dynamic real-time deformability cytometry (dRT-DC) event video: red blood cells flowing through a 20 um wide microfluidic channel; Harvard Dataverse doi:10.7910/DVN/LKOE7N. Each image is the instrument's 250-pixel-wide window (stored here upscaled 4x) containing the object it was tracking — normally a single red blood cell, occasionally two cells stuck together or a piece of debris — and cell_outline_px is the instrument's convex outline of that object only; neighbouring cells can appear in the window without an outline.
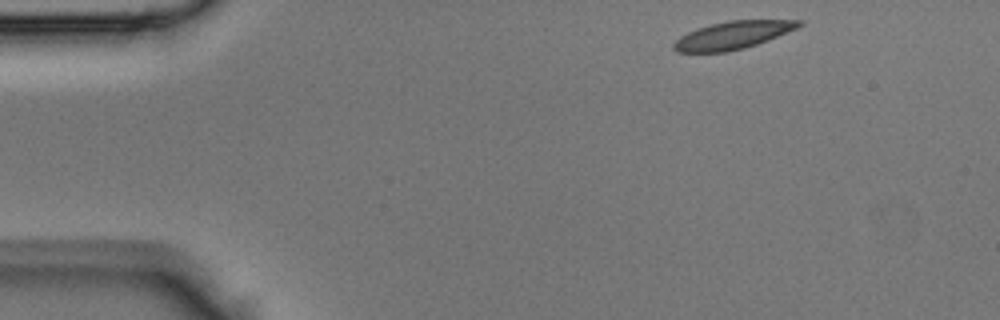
{"species": "Egyptian fruit bat (a non-hibernating species)", "species_latin": "Rousettus aegyptiacus", "temperature_condition": "room temperature", "stored_images_in_passage": 38, "camera_frame_rate_fps": 3000, "um_per_image_px": 0.085, "animal": {"sex": "male"}, "frame": {"image": 1, "passage_image": 1, "time_ms": 0.0, "image_size_px": [1000, 320], "cell_outline_px": [[804, 24], [796, 28], [768, 40], [744, 48], [724, 52], [676, 52], [672, 48], [672, 44], [680, 36], [696, 28], [728, 20], [804, 20]], "centroid_in_image_um": [62.26, 2.99], "position_along_channel_um": 22.7, "area_um2": 20.17}}
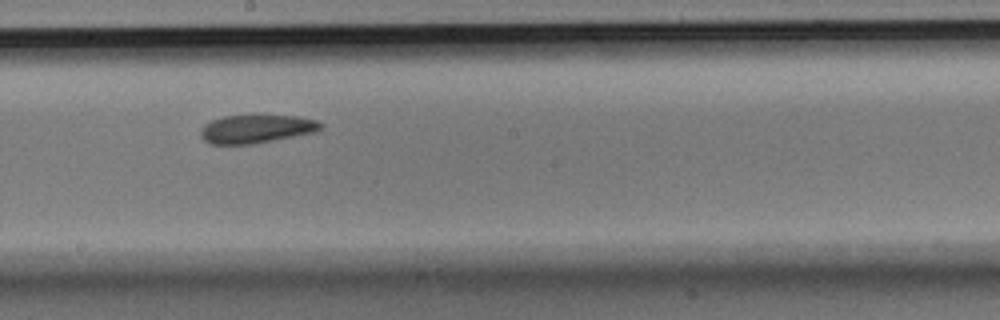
{"frame": {"image": 2, "passage_image": 19, "time_ms": 6.0, "image_size_px": [1000, 320], "cell_outline_px": [[324, 124], [316, 132], [252, 144], [208, 144], [200, 136], [200, 132], [204, 124], [212, 120], [224, 116], [252, 112], [300, 116], [316, 120]], "centroid_in_image_um": [21.79, 10.9], "position_along_channel_um": 226.4, "area_um2": 20.81}}
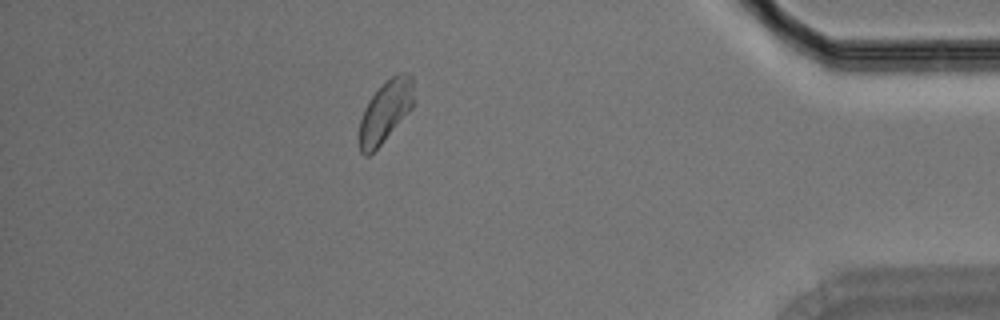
{"frame": {"image": 3, "passage_image": 33, "time_ms": 10.667, "image_size_px": [1000, 320], "cell_outline_px": [[416, 100], [412, 108], [380, 144], [368, 156], [364, 156], [360, 152], [360, 120], [364, 108], [368, 100], [392, 76], [400, 72], [408, 72], [412, 76]], "centroid_in_image_um": [32.8, 9.43], "position_along_channel_um": 402.4, "area_um2": 19.42}}